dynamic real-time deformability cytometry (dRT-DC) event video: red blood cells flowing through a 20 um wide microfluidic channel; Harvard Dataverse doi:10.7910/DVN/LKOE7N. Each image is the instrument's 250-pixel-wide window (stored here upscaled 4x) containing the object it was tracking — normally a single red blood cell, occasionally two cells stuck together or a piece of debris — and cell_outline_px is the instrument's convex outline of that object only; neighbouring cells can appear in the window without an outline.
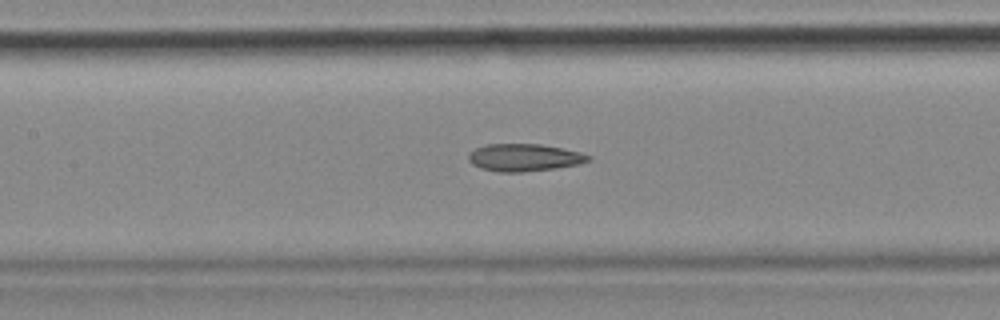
{"species": "common noctule bat (a hibernating species)", "species_latin": "Nyctalus noctula", "temperature_condition": "cold", "stored_images_in_passage": 56, "camera_frame_rate_fps": 3000, "um_per_image_px": 0.085, "animal": {"sex": "female", "body_mass_g": 18.4}, "frame": {"image": 1, "passage_image": 25, "time_ms": 8.0, "image_size_px": [1000, 320], "cell_outline_px": [[592, 160], [580, 164], [556, 168], [520, 172], [496, 172], [480, 168], [472, 164], [468, 160], [468, 152], [476, 148], [488, 144], [540, 144], [580, 152], [592, 156]], "centroid_in_image_um": [44.55, 13.39], "position_along_channel_um": 162.8, "area_um2": 19.25}, "authors_computed_cell_mechanics": {"area_um2": 19.5653, "velocity_mm_per_s": 3.5791, "shape_relaxation_time_tau1_ms": null, "shape_relaxation_time_tau2_ms": 5.7785, "deformation_change_tau1": null, "deformation_change_tau2": 0.1608}}